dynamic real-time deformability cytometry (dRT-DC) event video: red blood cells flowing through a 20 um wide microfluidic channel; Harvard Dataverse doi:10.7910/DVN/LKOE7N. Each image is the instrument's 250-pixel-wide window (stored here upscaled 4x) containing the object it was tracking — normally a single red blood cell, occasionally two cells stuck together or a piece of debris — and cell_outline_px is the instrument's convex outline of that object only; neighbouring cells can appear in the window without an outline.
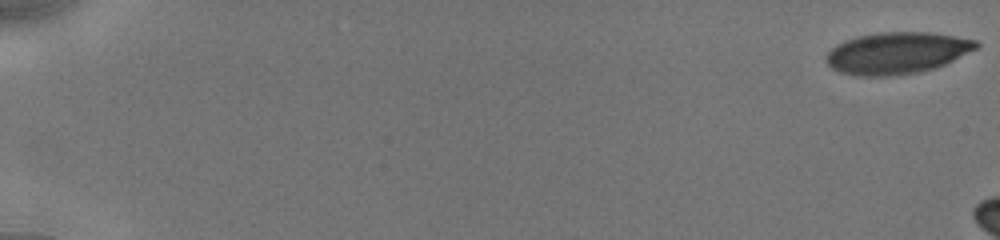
{"species": "human", "species_latin": "Homo sapiens", "temperature_condition": "cold", "stored_images_in_passage": 5, "camera_frame_rate_fps": 3000, "um_per_image_px": 0.085, "donor": {"sex": "male"}, "frame": {"image": 1, "passage_image": 1, "time_ms": 0.0, "image_size_px": [1000, 240], "cell_outline_px": [[980, 44], [976, 48], [936, 68], [916, 72], [888, 76], [856, 76], [840, 72], [832, 68], [824, 60], [824, 56], [836, 44], [844, 40], [856, 36], [880, 32], [928, 32], [976, 40]], "centroid_in_image_um": [76.17, 4.5], "position_along_channel_um": 8.8, "area_um2": 36.3}}